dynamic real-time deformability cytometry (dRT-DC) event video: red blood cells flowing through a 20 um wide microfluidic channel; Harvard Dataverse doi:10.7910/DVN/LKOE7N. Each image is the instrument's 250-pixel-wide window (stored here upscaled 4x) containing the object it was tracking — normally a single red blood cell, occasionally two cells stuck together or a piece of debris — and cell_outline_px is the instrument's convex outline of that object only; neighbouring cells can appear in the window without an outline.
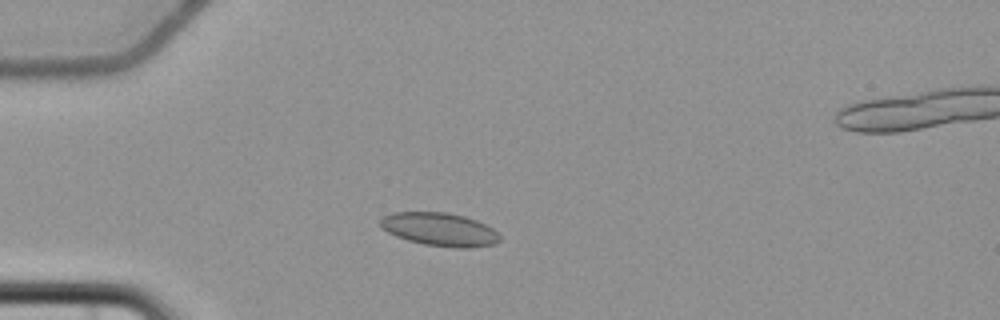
{"species": "common noctule bat (a hibernating species)", "species_latin": "Nyctalus noctula", "temperature_condition": "cold", "stored_images_in_passage": 4, "camera_frame_rate_fps": 3000, "um_per_image_px": 0.085, "animal": {"sex": "female", "body_mass_g": 22.7, "forearm_length_mm": 54.2}, "frame": {"image": 1, "passage_image": 3, "time_ms": 3.333, "image_size_px": [1000, 320], "cell_outline_px": [[500, 240], [496, 244], [468, 248], [456, 248], [424, 244], [408, 240], [396, 236], [380, 228], [380, 220], [384, 216], [392, 212], [444, 212], [464, 216], [476, 220], [492, 228], [500, 236]], "centroid_in_image_um": [37.36, 19.5], "position_along_channel_um": 47.6, "area_um2": 23.12}}